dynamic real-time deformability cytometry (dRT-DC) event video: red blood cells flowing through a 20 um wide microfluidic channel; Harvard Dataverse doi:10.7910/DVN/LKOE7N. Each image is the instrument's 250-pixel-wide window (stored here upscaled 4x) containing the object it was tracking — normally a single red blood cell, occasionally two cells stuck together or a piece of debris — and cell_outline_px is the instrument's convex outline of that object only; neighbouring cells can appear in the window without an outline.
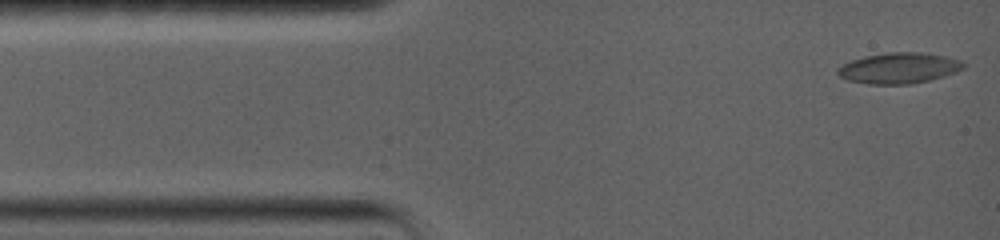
{"species": "common noctule bat (a hibernating species)", "species_latin": "Nyctalus noctula", "temperature_condition": "warm", "stored_images_in_passage": 25, "camera_frame_rate_fps": 5000, "um_per_image_px": 0.085, "animal": {"sex": "female", "body_mass_g": 19.0, "forearm_length_mm": 56.7}, "frame": {"image": 1, "passage_image": 1, "time_ms": 0.0, "image_size_px": [1000, 240], "cell_outline_px": [[964, 68], [956, 72], [944, 76], [912, 84], [868, 84], [848, 80], [840, 76], [836, 72], [836, 68], [852, 60], [864, 56], [888, 52], [920, 52], [944, 56], [960, 60], [964, 64]], "centroid_in_image_um": [76.39, 5.79], "position_along_channel_um": 8.6, "area_um2": 22.48}}
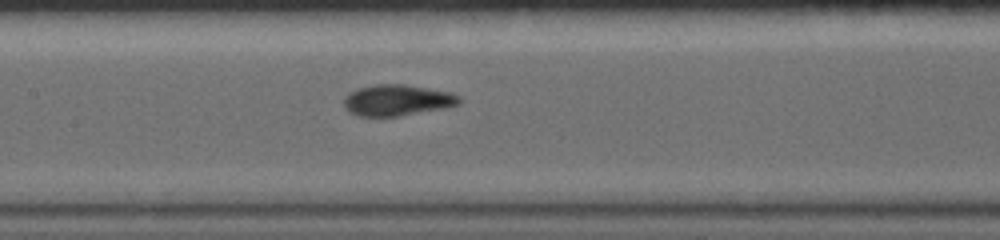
{"frame": {"image": 2, "passage_image": 11, "time_ms": 6.6, "image_size_px": [1000, 240], "cell_outline_px": [[460, 104], [444, 108], [396, 116], [360, 116], [348, 112], [344, 108], [344, 96], [348, 92], [356, 88], [376, 84], [404, 84], [452, 92], [460, 96]], "centroid_in_image_um": [33.73, 8.5], "position_along_channel_um": 173.7, "area_um2": 21.04}}
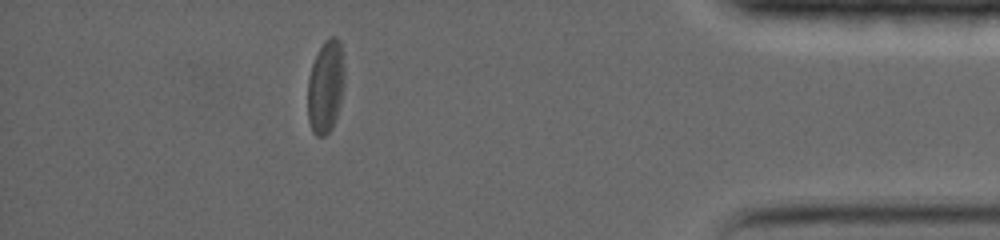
{"frame": {"image": 3, "passage_image": 22, "time_ms": 14.4, "image_size_px": [1000, 240], "cell_outline_px": [[344, 88], [336, 116], [332, 128], [324, 136], [316, 136], [312, 132], [308, 120], [308, 76], [312, 64], [324, 40], [328, 36], [336, 36], [340, 40], [344, 68]], "centroid_in_image_um": [27.68, 7.34], "position_along_channel_um": 407.5, "area_um2": 20.06}, "authors_computed_cell_mechanics": {"area_um2": 20.9814, "velocity_mm_per_s": 3.5698, "shape_relaxation_time_tau1_ms": 9.1431, "shape_relaxation_time_tau2_ms": 1.8828, "deformation_change_tau1": 0.2582, "deformation_change_tau2": 0.0662}}